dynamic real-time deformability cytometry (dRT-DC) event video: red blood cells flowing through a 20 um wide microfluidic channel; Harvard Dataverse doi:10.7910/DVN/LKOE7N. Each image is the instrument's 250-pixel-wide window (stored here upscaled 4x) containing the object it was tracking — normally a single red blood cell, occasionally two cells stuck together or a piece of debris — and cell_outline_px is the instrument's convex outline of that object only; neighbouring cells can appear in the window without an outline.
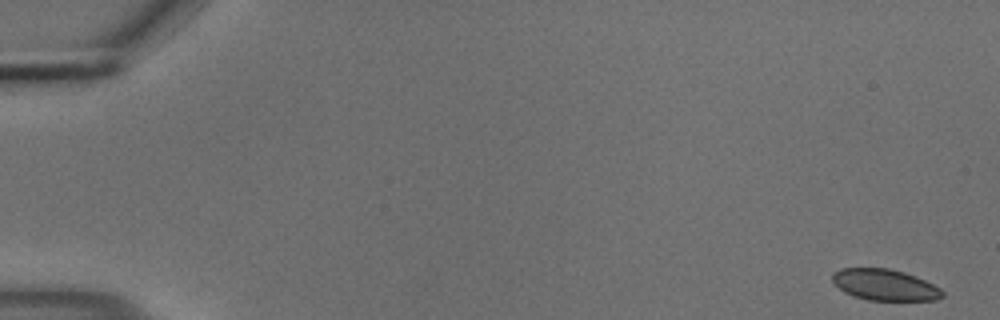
{"species": "common noctule bat (a hibernating species)", "species_latin": "Nyctalus noctula", "temperature_condition": "cold", "stored_images_in_passage": 56, "camera_frame_rate_fps": 3000, "um_per_image_px": 0.085, "animal": {"sex": "male", "body_mass_g": 18.8}, "frame": {"image": 1, "passage_image": 1, "time_ms": 0.0, "image_size_px": [1000, 320], "cell_outline_px": [[944, 296], [936, 300], [868, 300], [844, 292], [832, 280], [832, 272], [840, 268], [888, 268], [904, 272], [916, 276], [940, 288], [944, 292]], "centroid_in_image_um": [75.21, 24.2], "position_along_channel_um": 9.8, "area_um2": 19.94}}
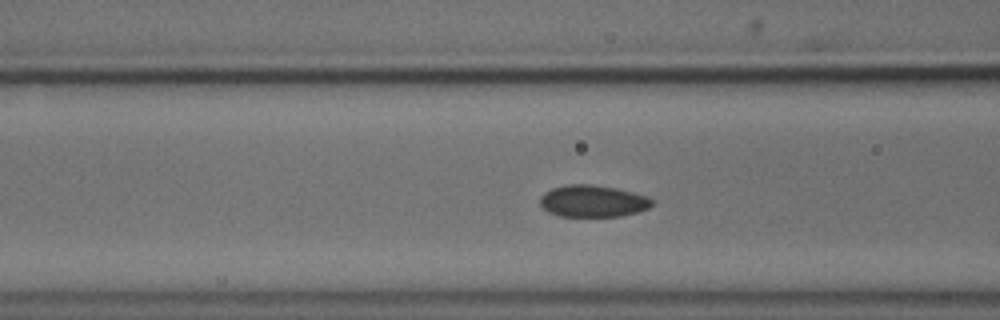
{"frame": {"image": 2, "passage_image": 22, "time_ms": 7.0, "image_size_px": [1000, 320], "cell_outline_px": [[656, 204], [640, 212], [620, 216], [560, 216], [548, 212], [540, 208], [540, 196], [544, 192], [552, 188], [568, 184], [592, 184], [616, 188], [648, 196]], "centroid_in_image_um": [50.39, 17.09], "position_along_channel_um": 116.2, "area_um2": 21.1}}
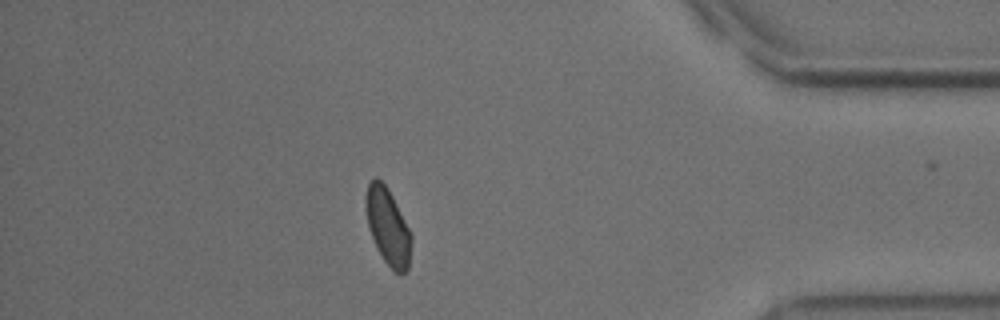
{"frame": {"image": 3, "passage_image": 48, "time_ms": 15.667, "image_size_px": [1000, 320], "cell_outline_px": [[412, 244], [408, 268], [400, 276], [384, 260], [372, 236], [368, 224], [364, 204], [364, 196], [368, 184], [376, 176], [388, 188], [412, 236]], "centroid_in_image_um": [32.96, 19.24], "position_along_channel_um": 402.2, "area_um2": 20.0}, "authors_computed_cell_mechanics": {"area_um2": 20.7791, "velocity_mm_per_s": 3.6838, "shape_relaxation_time_tau1_ms": 2.6008, "shape_relaxation_time_tau2_ms": null, "deformation_change_tau1": 0.0461, "deformation_change_tau2": null}}